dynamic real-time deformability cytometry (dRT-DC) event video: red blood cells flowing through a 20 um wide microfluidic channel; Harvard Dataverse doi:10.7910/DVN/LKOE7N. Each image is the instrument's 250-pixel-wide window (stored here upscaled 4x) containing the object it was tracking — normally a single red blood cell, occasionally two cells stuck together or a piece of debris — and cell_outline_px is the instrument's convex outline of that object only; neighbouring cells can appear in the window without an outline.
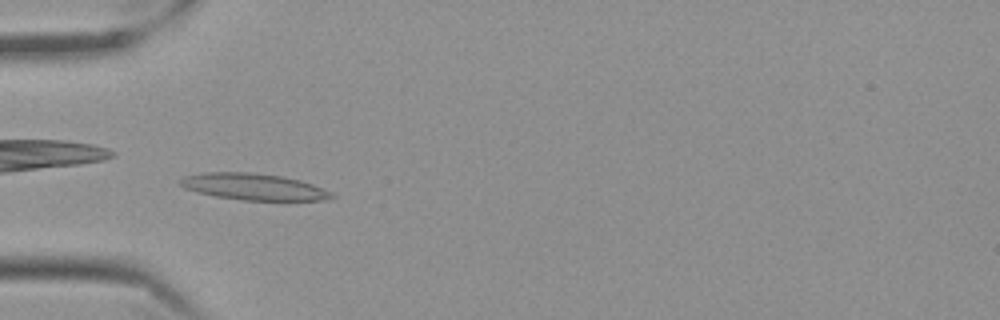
{"species": "Egyptian fruit bat (a non-hibernating species)", "species_latin": "Rousettus aegyptiacus", "temperature_condition": "cold", "stored_images_in_passage": 42, "camera_frame_rate_fps": 3000, "um_per_image_px": 0.085, "frame": {"image": 1, "passage_image": 3, "time_ms": 0.667, "image_size_px": [1000, 320], "cell_outline_px": [[336, 196], [328, 200], [240, 200], [216, 196], [196, 192], [184, 188], [180, 184], [180, 180], [184, 176], [204, 172], [248, 172], [280, 176], [300, 180], [312, 184], [332, 192]], "centroid_in_image_um": [21.56, 15.88], "position_along_channel_um": 63.4, "area_um2": 23.35}}
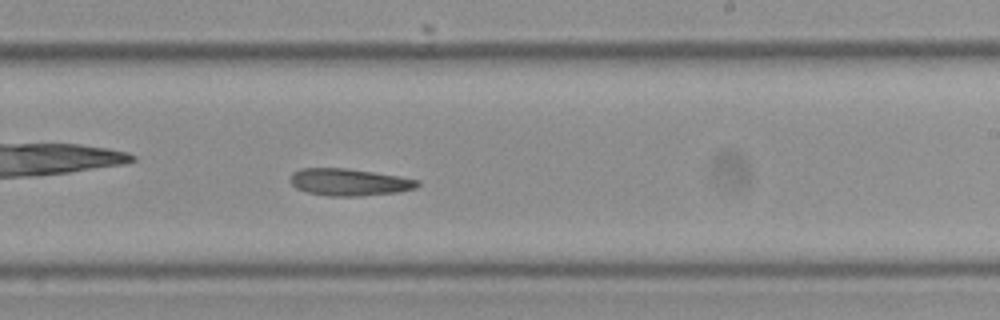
{"frame": {"image": 2, "passage_image": 20, "time_ms": 6.333, "image_size_px": [1000, 320], "cell_outline_px": [[420, 184], [416, 188], [400, 192], [360, 196], [328, 196], [308, 192], [296, 188], [288, 180], [292, 172], [304, 168], [348, 168], [400, 176], [420, 180]], "centroid_in_image_um": [29.7, 15.48], "position_along_channel_um": 259.3, "area_um2": 20.29}}
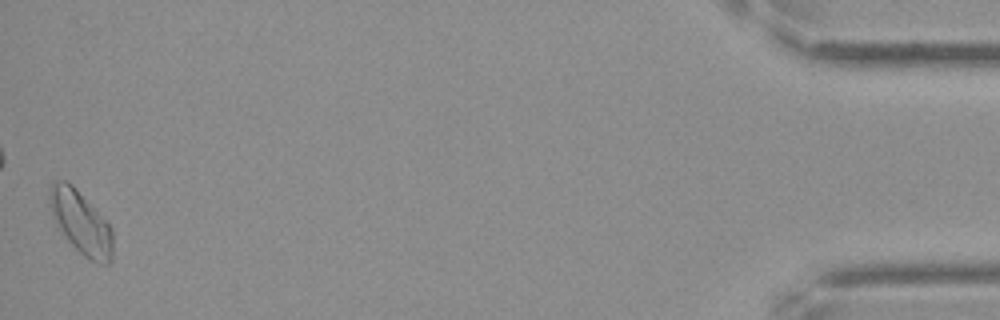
{"frame": {"image": 3, "passage_image": 42, "time_ms": 13.667, "image_size_px": [1000, 320], "cell_outline_px": [[112, 260], [108, 264], [96, 264], [88, 260], [64, 236], [56, 224], [52, 216], [48, 204], [48, 188], [56, 180], [64, 180], [72, 184], [112, 228]], "centroid_in_image_um": [6.84, 18.92], "position_along_channel_um": 428.4, "area_um2": 23.24}}